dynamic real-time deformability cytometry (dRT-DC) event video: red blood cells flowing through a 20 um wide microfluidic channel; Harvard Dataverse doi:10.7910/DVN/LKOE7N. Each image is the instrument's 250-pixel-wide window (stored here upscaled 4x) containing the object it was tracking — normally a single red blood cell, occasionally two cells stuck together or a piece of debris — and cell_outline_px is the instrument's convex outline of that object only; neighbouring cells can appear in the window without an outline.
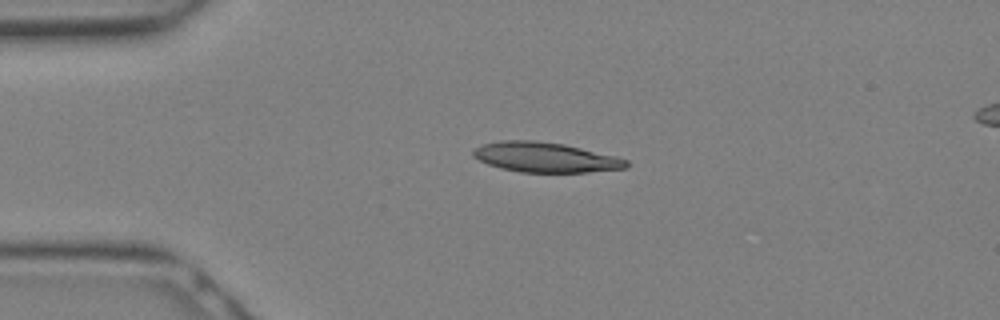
{"species": "Egyptian fruit bat (a non-hibernating species)", "species_latin": "Rousettus aegyptiacus", "temperature_condition": "warm", "stored_images_in_passage": 9, "segment_of_instrument_passage": [1, 2], "camera_frame_rate_fps": 3000, "um_per_image_px": 0.085, "animal": {"sex": "female"}, "frame": {"image": 1, "passage_image": 6, "time_ms": 1.667, "image_size_px": [1000, 320], "cell_outline_px": [[628, 168], [588, 172], [520, 172], [500, 168], [488, 164], [472, 156], [472, 152], [480, 144], [500, 140], [536, 140], [564, 144], [616, 156], [628, 160]], "centroid_in_image_um": [46.34, 13.36], "position_along_channel_um": 38.7, "area_um2": 26.82}}